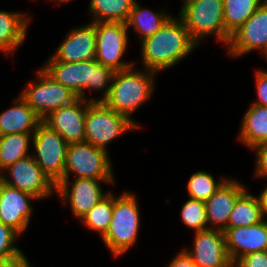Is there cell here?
I'll use <instances>...</instances> for the list:
<instances>
[{
  "instance_id": "20",
  "label": "cell",
  "mask_w": 267,
  "mask_h": 267,
  "mask_svg": "<svg viewBox=\"0 0 267 267\" xmlns=\"http://www.w3.org/2000/svg\"><path fill=\"white\" fill-rule=\"evenodd\" d=\"M14 105L0 113V136L13 133L34 134L43 121L18 95Z\"/></svg>"
},
{
  "instance_id": "8",
  "label": "cell",
  "mask_w": 267,
  "mask_h": 267,
  "mask_svg": "<svg viewBox=\"0 0 267 267\" xmlns=\"http://www.w3.org/2000/svg\"><path fill=\"white\" fill-rule=\"evenodd\" d=\"M32 145L34 160L57 185L64 176L68 143L42 121L33 134Z\"/></svg>"
},
{
  "instance_id": "22",
  "label": "cell",
  "mask_w": 267,
  "mask_h": 267,
  "mask_svg": "<svg viewBox=\"0 0 267 267\" xmlns=\"http://www.w3.org/2000/svg\"><path fill=\"white\" fill-rule=\"evenodd\" d=\"M242 117L237 139L250 149L267 143V107L251 104Z\"/></svg>"
},
{
  "instance_id": "34",
  "label": "cell",
  "mask_w": 267,
  "mask_h": 267,
  "mask_svg": "<svg viewBox=\"0 0 267 267\" xmlns=\"http://www.w3.org/2000/svg\"><path fill=\"white\" fill-rule=\"evenodd\" d=\"M234 267H267V250L253 252L241 257Z\"/></svg>"
},
{
  "instance_id": "27",
  "label": "cell",
  "mask_w": 267,
  "mask_h": 267,
  "mask_svg": "<svg viewBox=\"0 0 267 267\" xmlns=\"http://www.w3.org/2000/svg\"><path fill=\"white\" fill-rule=\"evenodd\" d=\"M263 0H223L224 26L232 35L263 4Z\"/></svg>"
},
{
  "instance_id": "18",
  "label": "cell",
  "mask_w": 267,
  "mask_h": 267,
  "mask_svg": "<svg viewBox=\"0 0 267 267\" xmlns=\"http://www.w3.org/2000/svg\"><path fill=\"white\" fill-rule=\"evenodd\" d=\"M247 227H228L225 231L227 251L235 264L241 257L267 250V220Z\"/></svg>"
},
{
  "instance_id": "2",
  "label": "cell",
  "mask_w": 267,
  "mask_h": 267,
  "mask_svg": "<svg viewBox=\"0 0 267 267\" xmlns=\"http://www.w3.org/2000/svg\"><path fill=\"white\" fill-rule=\"evenodd\" d=\"M157 72L142 68H130L116 71L108 96L103 102L115 112L126 116L138 128L139 124L132 119L133 112L149 101L155 91Z\"/></svg>"
},
{
  "instance_id": "16",
  "label": "cell",
  "mask_w": 267,
  "mask_h": 267,
  "mask_svg": "<svg viewBox=\"0 0 267 267\" xmlns=\"http://www.w3.org/2000/svg\"><path fill=\"white\" fill-rule=\"evenodd\" d=\"M86 112L87 100L78 98L73 103L52 111L43 122L68 144L84 142Z\"/></svg>"
},
{
  "instance_id": "33",
  "label": "cell",
  "mask_w": 267,
  "mask_h": 267,
  "mask_svg": "<svg viewBox=\"0 0 267 267\" xmlns=\"http://www.w3.org/2000/svg\"><path fill=\"white\" fill-rule=\"evenodd\" d=\"M255 151V175L254 177L267 179V143L259 144L253 149Z\"/></svg>"
},
{
  "instance_id": "6",
  "label": "cell",
  "mask_w": 267,
  "mask_h": 267,
  "mask_svg": "<svg viewBox=\"0 0 267 267\" xmlns=\"http://www.w3.org/2000/svg\"><path fill=\"white\" fill-rule=\"evenodd\" d=\"M108 151L87 142L70 143L66 150L63 179L88 178L114 180L113 167ZM71 173V174H70Z\"/></svg>"
},
{
  "instance_id": "17",
  "label": "cell",
  "mask_w": 267,
  "mask_h": 267,
  "mask_svg": "<svg viewBox=\"0 0 267 267\" xmlns=\"http://www.w3.org/2000/svg\"><path fill=\"white\" fill-rule=\"evenodd\" d=\"M96 33L95 23L73 28L63 42L57 47L54 54L46 61L82 62L95 59Z\"/></svg>"
},
{
  "instance_id": "25",
  "label": "cell",
  "mask_w": 267,
  "mask_h": 267,
  "mask_svg": "<svg viewBox=\"0 0 267 267\" xmlns=\"http://www.w3.org/2000/svg\"><path fill=\"white\" fill-rule=\"evenodd\" d=\"M33 134L13 133L0 136V173L8 166L27 156L32 146Z\"/></svg>"
},
{
  "instance_id": "4",
  "label": "cell",
  "mask_w": 267,
  "mask_h": 267,
  "mask_svg": "<svg viewBox=\"0 0 267 267\" xmlns=\"http://www.w3.org/2000/svg\"><path fill=\"white\" fill-rule=\"evenodd\" d=\"M178 16L199 46L204 37L215 36L227 47L231 35L224 26L223 0H182Z\"/></svg>"
},
{
  "instance_id": "21",
  "label": "cell",
  "mask_w": 267,
  "mask_h": 267,
  "mask_svg": "<svg viewBox=\"0 0 267 267\" xmlns=\"http://www.w3.org/2000/svg\"><path fill=\"white\" fill-rule=\"evenodd\" d=\"M30 16L21 12L0 10V53L13 54L26 39Z\"/></svg>"
},
{
  "instance_id": "7",
  "label": "cell",
  "mask_w": 267,
  "mask_h": 267,
  "mask_svg": "<svg viewBox=\"0 0 267 267\" xmlns=\"http://www.w3.org/2000/svg\"><path fill=\"white\" fill-rule=\"evenodd\" d=\"M36 76L37 80L29 81L27 87L19 95L42 120L52 111L78 99L76 94L55 82L41 67L36 71Z\"/></svg>"
},
{
  "instance_id": "36",
  "label": "cell",
  "mask_w": 267,
  "mask_h": 267,
  "mask_svg": "<svg viewBox=\"0 0 267 267\" xmlns=\"http://www.w3.org/2000/svg\"><path fill=\"white\" fill-rule=\"evenodd\" d=\"M181 251L172 258L171 262L167 267H197L191 256L185 251V249H180Z\"/></svg>"
},
{
  "instance_id": "32",
  "label": "cell",
  "mask_w": 267,
  "mask_h": 267,
  "mask_svg": "<svg viewBox=\"0 0 267 267\" xmlns=\"http://www.w3.org/2000/svg\"><path fill=\"white\" fill-rule=\"evenodd\" d=\"M115 71L103 66L94 59V70L91 76V91H103L102 97L96 101H103L109 94Z\"/></svg>"
},
{
  "instance_id": "1",
  "label": "cell",
  "mask_w": 267,
  "mask_h": 267,
  "mask_svg": "<svg viewBox=\"0 0 267 267\" xmlns=\"http://www.w3.org/2000/svg\"><path fill=\"white\" fill-rule=\"evenodd\" d=\"M197 46L183 20L178 15L172 16L157 33L140 41L142 68L157 73L170 69Z\"/></svg>"
},
{
  "instance_id": "30",
  "label": "cell",
  "mask_w": 267,
  "mask_h": 267,
  "mask_svg": "<svg viewBox=\"0 0 267 267\" xmlns=\"http://www.w3.org/2000/svg\"><path fill=\"white\" fill-rule=\"evenodd\" d=\"M181 219L188 228L194 232L208 229V214L205 208V202L188 198L182 205Z\"/></svg>"
},
{
  "instance_id": "24",
  "label": "cell",
  "mask_w": 267,
  "mask_h": 267,
  "mask_svg": "<svg viewBox=\"0 0 267 267\" xmlns=\"http://www.w3.org/2000/svg\"><path fill=\"white\" fill-rule=\"evenodd\" d=\"M136 0H91L88 5L92 21L127 23Z\"/></svg>"
},
{
  "instance_id": "28",
  "label": "cell",
  "mask_w": 267,
  "mask_h": 267,
  "mask_svg": "<svg viewBox=\"0 0 267 267\" xmlns=\"http://www.w3.org/2000/svg\"><path fill=\"white\" fill-rule=\"evenodd\" d=\"M112 215L113 193L110 191L106 197L88 211L80 222H82L89 231L98 232L102 239L108 230Z\"/></svg>"
},
{
  "instance_id": "15",
  "label": "cell",
  "mask_w": 267,
  "mask_h": 267,
  "mask_svg": "<svg viewBox=\"0 0 267 267\" xmlns=\"http://www.w3.org/2000/svg\"><path fill=\"white\" fill-rule=\"evenodd\" d=\"M35 196L0 182V221L20 235L25 232L33 215L31 202Z\"/></svg>"
},
{
  "instance_id": "23",
  "label": "cell",
  "mask_w": 267,
  "mask_h": 267,
  "mask_svg": "<svg viewBox=\"0 0 267 267\" xmlns=\"http://www.w3.org/2000/svg\"><path fill=\"white\" fill-rule=\"evenodd\" d=\"M140 4L138 0L135 1L126 25L128 29L133 28L139 36L138 40L142 41L157 33L172 16L165 9L153 12Z\"/></svg>"
},
{
  "instance_id": "5",
  "label": "cell",
  "mask_w": 267,
  "mask_h": 267,
  "mask_svg": "<svg viewBox=\"0 0 267 267\" xmlns=\"http://www.w3.org/2000/svg\"><path fill=\"white\" fill-rule=\"evenodd\" d=\"M137 128L126 116L115 112L103 101L87 100L85 142L107 151L111 141Z\"/></svg>"
},
{
  "instance_id": "26",
  "label": "cell",
  "mask_w": 267,
  "mask_h": 267,
  "mask_svg": "<svg viewBox=\"0 0 267 267\" xmlns=\"http://www.w3.org/2000/svg\"><path fill=\"white\" fill-rule=\"evenodd\" d=\"M264 219L257 196L246 189L237 199L228 220V227H247Z\"/></svg>"
},
{
  "instance_id": "11",
  "label": "cell",
  "mask_w": 267,
  "mask_h": 267,
  "mask_svg": "<svg viewBox=\"0 0 267 267\" xmlns=\"http://www.w3.org/2000/svg\"><path fill=\"white\" fill-rule=\"evenodd\" d=\"M116 184L115 180H98L88 178L62 179L56 185V194L63 204H68L72 215L81 220L88 211L99 203L109 192H104L100 183Z\"/></svg>"
},
{
  "instance_id": "37",
  "label": "cell",
  "mask_w": 267,
  "mask_h": 267,
  "mask_svg": "<svg viewBox=\"0 0 267 267\" xmlns=\"http://www.w3.org/2000/svg\"><path fill=\"white\" fill-rule=\"evenodd\" d=\"M1 267H32V266L30 265V262L27 260V257L23 255L21 258L17 260L3 263Z\"/></svg>"
},
{
  "instance_id": "3",
  "label": "cell",
  "mask_w": 267,
  "mask_h": 267,
  "mask_svg": "<svg viewBox=\"0 0 267 267\" xmlns=\"http://www.w3.org/2000/svg\"><path fill=\"white\" fill-rule=\"evenodd\" d=\"M136 197L130 191L113 194V215L102 241L115 257L122 256L137 242L141 219Z\"/></svg>"
},
{
  "instance_id": "40",
  "label": "cell",
  "mask_w": 267,
  "mask_h": 267,
  "mask_svg": "<svg viewBox=\"0 0 267 267\" xmlns=\"http://www.w3.org/2000/svg\"><path fill=\"white\" fill-rule=\"evenodd\" d=\"M52 1H54V2H56L57 4L58 3H61V4H67L68 2H70V1H72V0H52Z\"/></svg>"
},
{
  "instance_id": "13",
  "label": "cell",
  "mask_w": 267,
  "mask_h": 267,
  "mask_svg": "<svg viewBox=\"0 0 267 267\" xmlns=\"http://www.w3.org/2000/svg\"><path fill=\"white\" fill-rule=\"evenodd\" d=\"M194 235L192 250L184 249L197 267H234L227 251L224 231L207 229Z\"/></svg>"
},
{
  "instance_id": "35",
  "label": "cell",
  "mask_w": 267,
  "mask_h": 267,
  "mask_svg": "<svg viewBox=\"0 0 267 267\" xmlns=\"http://www.w3.org/2000/svg\"><path fill=\"white\" fill-rule=\"evenodd\" d=\"M257 100L253 104L267 107V70H257L255 72Z\"/></svg>"
},
{
  "instance_id": "38",
  "label": "cell",
  "mask_w": 267,
  "mask_h": 267,
  "mask_svg": "<svg viewBox=\"0 0 267 267\" xmlns=\"http://www.w3.org/2000/svg\"><path fill=\"white\" fill-rule=\"evenodd\" d=\"M264 219L267 216V186L263 188L259 196H257Z\"/></svg>"
},
{
  "instance_id": "39",
  "label": "cell",
  "mask_w": 267,
  "mask_h": 267,
  "mask_svg": "<svg viewBox=\"0 0 267 267\" xmlns=\"http://www.w3.org/2000/svg\"><path fill=\"white\" fill-rule=\"evenodd\" d=\"M260 53H261L262 57L264 56V58L267 61V47H265Z\"/></svg>"
},
{
  "instance_id": "9",
  "label": "cell",
  "mask_w": 267,
  "mask_h": 267,
  "mask_svg": "<svg viewBox=\"0 0 267 267\" xmlns=\"http://www.w3.org/2000/svg\"><path fill=\"white\" fill-rule=\"evenodd\" d=\"M128 28L121 22L95 23L96 53L95 60L115 72L135 65L136 62L123 61L129 39Z\"/></svg>"
},
{
  "instance_id": "19",
  "label": "cell",
  "mask_w": 267,
  "mask_h": 267,
  "mask_svg": "<svg viewBox=\"0 0 267 267\" xmlns=\"http://www.w3.org/2000/svg\"><path fill=\"white\" fill-rule=\"evenodd\" d=\"M246 189V186L236 181L235 178H228L205 201V208L208 214V229L225 231L228 228V220L235 202Z\"/></svg>"
},
{
  "instance_id": "31",
  "label": "cell",
  "mask_w": 267,
  "mask_h": 267,
  "mask_svg": "<svg viewBox=\"0 0 267 267\" xmlns=\"http://www.w3.org/2000/svg\"><path fill=\"white\" fill-rule=\"evenodd\" d=\"M20 234L0 221V260L3 263L21 258L24 253L15 244Z\"/></svg>"
},
{
  "instance_id": "29",
  "label": "cell",
  "mask_w": 267,
  "mask_h": 267,
  "mask_svg": "<svg viewBox=\"0 0 267 267\" xmlns=\"http://www.w3.org/2000/svg\"><path fill=\"white\" fill-rule=\"evenodd\" d=\"M219 179L216 181L213 175L205 171L193 173L187 182L188 197L205 202L228 178L221 177Z\"/></svg>"
},
{
  "instance_id": "14",
  "label": "cell",
  "mask_w": 267,
  "mask_h": 267,
  "mask_svg": "<svg viewBox=\"0 0 267 267\" xmlns=\"http://www.w3.org/2000/svg\"><path fill=\"white\" fill-rule=\"evenodd\" d=\"M42 69L55 82L70 89L78 98L96 101V98H87L86 90H91V76L94 70V59L82 62L46 61Z\"/></svg>"
},
{
  "instance_id": "10",
  "label": "cell",
  "mask_w": 267,
  "mask_h": 267,
  "mask_svg": "<svg viewBox=\"0 0 267 267\" xmlns=\"http://www.w3.org/2000/svg\"><path fill=\"white\" fill-rule=\"evenodd\" d=\"M2 172L0 177L3 183L29 193L38 200L49 198L56 193V185L36 163L32 154L8 166Z\"/></svg>"
},
{
  "instance_id": "12",
  "label": "cell",
  "mask_w": 267,
  "mask_h": 267,
  "mask_svg": "<svg viewBox=\"0 0 267 267\" xmlns=\"http://www.w3.org/2000/svg\"><path fill=\"white\" fill-rule=\"evenodd\" d=\"M265 47H267V3L263 2L254 14L231 35L226 53L236 58L256 49L261 52Z\"/></svg>"
}]
</instances>
